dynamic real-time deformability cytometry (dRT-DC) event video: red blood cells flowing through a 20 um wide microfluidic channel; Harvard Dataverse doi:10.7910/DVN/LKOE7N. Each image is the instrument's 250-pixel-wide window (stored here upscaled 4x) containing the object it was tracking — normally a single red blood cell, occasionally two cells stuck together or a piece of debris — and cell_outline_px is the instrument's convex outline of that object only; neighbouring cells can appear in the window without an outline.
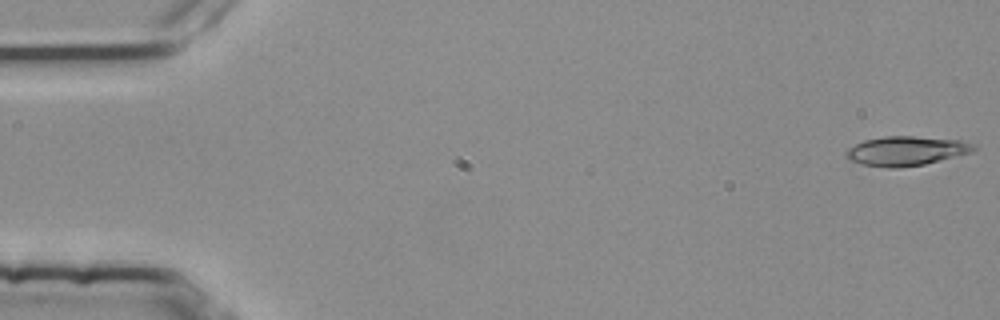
{"species": "common noctule bat (a hibernating species)", "species_latin": "Nyctalus noctula", "temperature_condition": "room temperature", "stored_images_in_passage": 4, "camera_frame_rate_fps": 3000, "um_per_image_px": 0.085, "animal": {"sex": "female", "body_mass_g": 25.1}, "frame": {"image": 1, "passage_image": 1, "time_ms": 0.0, "image_size_px": [1000, 320], "cell_outline_px": [[976, 148], [972, 152], [924, 164], [900, 168], [888, 168], [864, 164], [848, 160], [844, 156], [844, 152], [848, 148], [864, 140], [884, 136], [912, 136], [960, 140], [972, 144]], "centroid_in_image_um": [76.97, 12.83], "position_along_channel_um": 8.0, "area_um2": 21.73}}
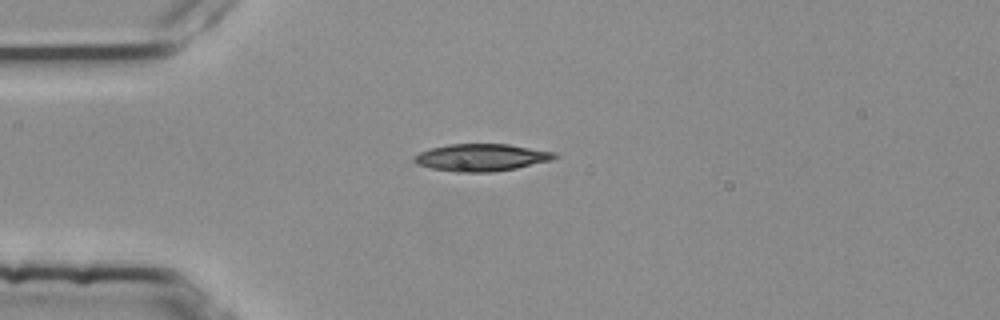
{"frame": {"image": 2, "passage_image": 4, "time_ms": 1.0, "image_size_px": [1000, 320], "cell_outline_px": [[560, 156], [552, 160], [516, 168], [492, 172], [456, 172], [432, 168], [416, 164], [412, 160], [420, 152], [432, 148], [448, 144], [508, 144], [556, 152]], "centroid_in_image_um": [40.95, 13.38], "position_along_channel_um": 44.0, "area_um2": 22.25}}